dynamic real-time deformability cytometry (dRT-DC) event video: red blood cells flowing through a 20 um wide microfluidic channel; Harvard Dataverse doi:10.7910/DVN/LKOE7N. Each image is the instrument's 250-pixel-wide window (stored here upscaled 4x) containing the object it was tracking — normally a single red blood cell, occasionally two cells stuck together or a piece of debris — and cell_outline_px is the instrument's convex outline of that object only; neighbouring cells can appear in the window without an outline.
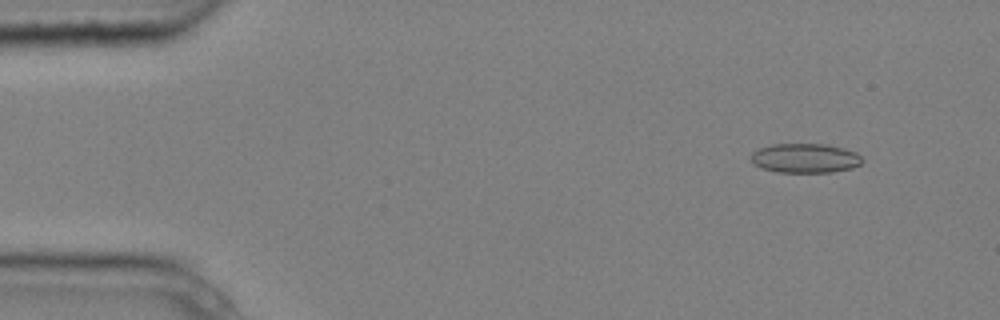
{"species": "common noctule bat (a hibernating species)", "species_latin": "Nyctalus noctula", "temperature_condition": "cold", "stored_images_in_passage": 6, "camera_frame_rate_fps": 3000, "um_per_image_px": 0.085, "animal": {"sex": "male", "body_mass_g": 20.4}, "frame": {"image": 1, "passage_image": 2, "time_ms": 0.333, "image_size_px": [1000, 320], "cell_outline_px": [[864, 160], [860, 164], [852, 168], [832, 172], [776, 172], [760, 168], [752, 164], [748, 156], [752, 152], [760, 148], [772, 144], [824, 144], [844, 148], [856, 152]], "centroid_in_image_um": [68.39, 13.45], "position_along_channel_um": 16.6, "area_um2": 19.31}}
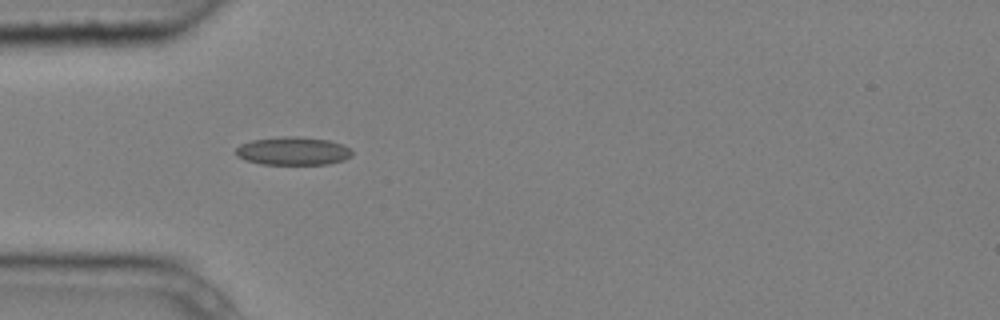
{"frame": {"image": 2, "passage_image": 5, "time_ms": 1.333, "image_size_px": [1000, 320], "cell_outline_px": [[352, 156], [344, 160], [328, 164], [260, 164], [244, 160], [236, 156], [236, 148], [240, 144], [252, 140], [288, 136], [296, 136], [328, 140], [344, 144], [352, 152]], "centroid_in_image_um": [24.9, 12.84], "position_along_channel_um": 60.1, "area_um2": 19.13}}
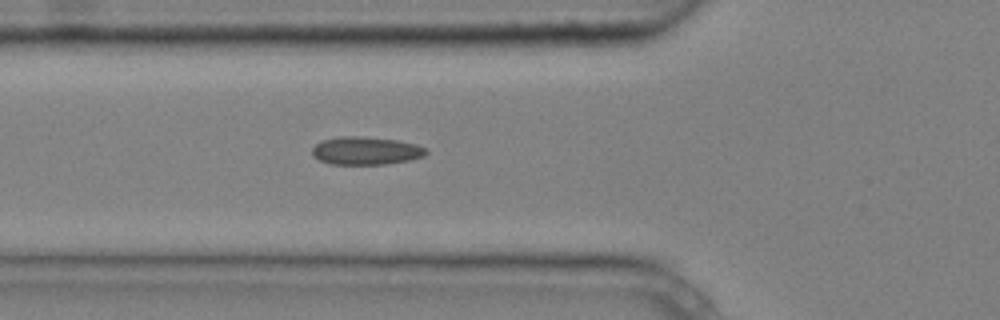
{"frame": {"image": 3, "passage_image": 6, "time_ms": 1.667, "image_size_px": [1000, 320], "cell_outline_px": [[428, 152], [424, 156], [408, 160], [384, 164], [332, 164], [320, 160], [312, 156], [312, 148], [320, 140], [340, 136], [356, 136], [396, 140], [416, 144], [424, 148]], "centroid_in_image_um": [31.05, 12.81], "position_along_channel_um": 94.7, "area_um2": 18.44}}